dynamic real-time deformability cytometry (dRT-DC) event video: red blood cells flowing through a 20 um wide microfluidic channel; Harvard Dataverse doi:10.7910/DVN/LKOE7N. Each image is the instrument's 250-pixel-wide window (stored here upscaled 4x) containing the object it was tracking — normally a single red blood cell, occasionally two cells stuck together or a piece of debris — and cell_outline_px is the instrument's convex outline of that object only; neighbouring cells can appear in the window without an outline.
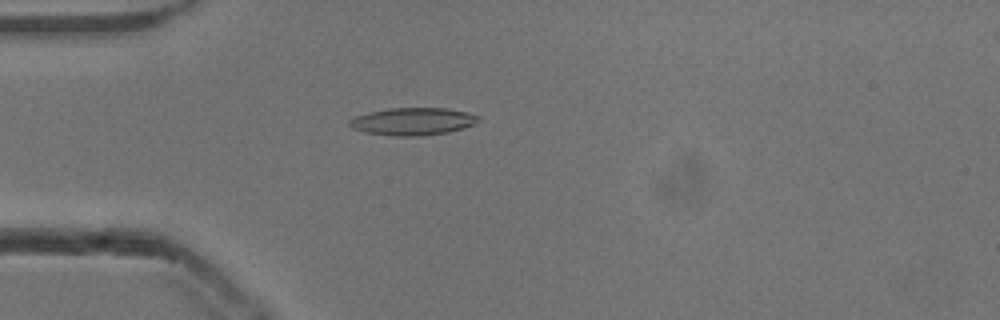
{"species": "common noctule bat (a hibernating species)", "species_latin": "Nyctalus noctula", "temperature_condition": "cold", "stored_images_in_passage": 53, "camera_frame_rate_fps": 3000, "um_per_image_px": 0.085, "animal": {"sex": "male", "body_mass_g": 13.3}, "frame": {"image": 1, "passage_image": 15, "time_ms": 4.667, "image_size_px": [1000, 320], "cell_outline_px": [[480, 120], [464, 128], [448, 132], [420, 136], [392, 136], [364, 132], [352, 128], [348, 124], [348, 120], [356, 116], [368, 112], [388, 108], [444, 108], [464, 112], [480, 116]], "centroid_in_image_um": [35.04, 10.32], "position_along_channel_um": 50.0, "area_um2": 20.63}}
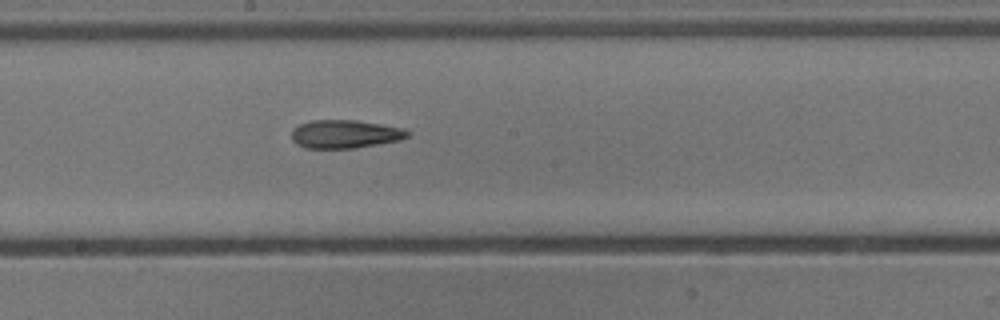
{"frame": {"image": 2, "passage_image": 29, "time_ms": 9.333, "image_size_px": [1000, 320], "cell_outline_px": [[412, 132], [408, 136], [400, 140], [356, 148], [304, 148], [296, 144], [292, 140], [292, 128], [300, 124], [312, 120], [356, 120], [404, 128]], "centroid_in_image_um": [29.33, 11.39], "position_along_channel_um": 218.9, "area_um2": 19.25}}
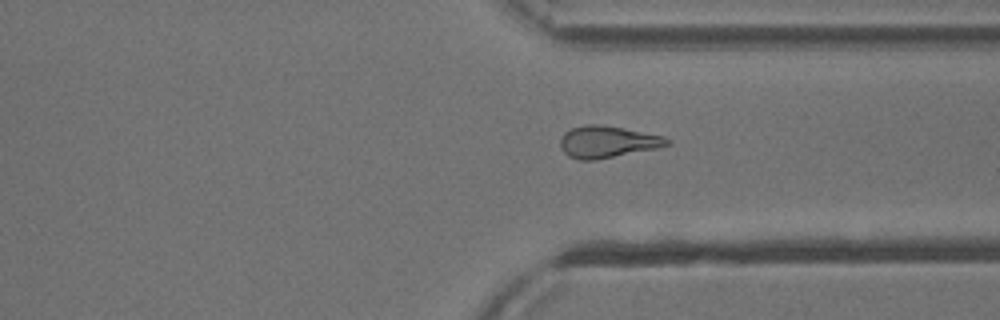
{"frame": {"image": 3, "passage_image": 40, "time_ms": 13.0, "image_size_px": [1000, 320], "cell_outline_px": [[672, 144], [656, 148], [592, 160], [580, 160], [568, 156], [564, 152], [560, 144], [560, 140], [564, 132], [572, 128], [584, 124], [600, 124], [664, 136], [672, 140]], "centroid_in_image_um": [51.63, 12.04], "position_along_channel_um": 359.8, "area_um2": 19.59}, "authors_computed_cell_mechanics": {"area_um2": 19.5942, "velocity_mm_per_s": 3.8582, "shape_relaxation_time_tau1_ms": null, "shape_relaxation_time_tau2_ms": 8.1179, "deformation_change_tau1": null, "deformation_change_tau2": 0.2158}}